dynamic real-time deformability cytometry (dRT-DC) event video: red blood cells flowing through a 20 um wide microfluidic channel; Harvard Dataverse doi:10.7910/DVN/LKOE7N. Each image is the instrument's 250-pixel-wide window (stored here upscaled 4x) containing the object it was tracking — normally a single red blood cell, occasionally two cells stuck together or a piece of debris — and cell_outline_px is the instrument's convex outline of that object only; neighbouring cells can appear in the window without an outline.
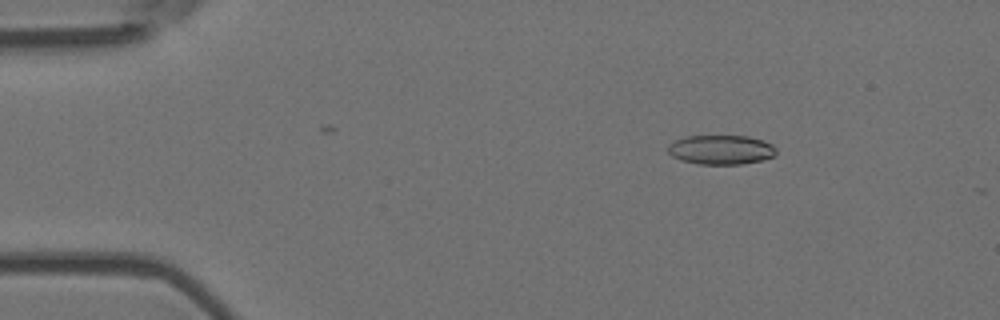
{"species": "Egyptian fruit bat (a non-hibernating species)", "species_latin": "Rousettus aegyptiacus", "temperature_condition": "room temperature", "stored_images_in_passage": 6, "camera_frame_rate_fps": 3000, "um_per_image_px": 0.085, "animal": {"sex": "female"}, "frame": {"image": 1, "passage_image": 3, "time_ms": 0.667, "image_size_px": [1000, 320], "cell_outline_px": [[776, 156], [760, 160], [740, 164], [700, 164], [680, 160], [672, 156], [668, 152], [668, 144], [684, 136], [748, 136], [764, 140], [772, 144], [776, 148]], "centroid_in_image_um": [61.29, 12.72], "position_along_channel_um": 23.7, "area_um2": 18.61}}
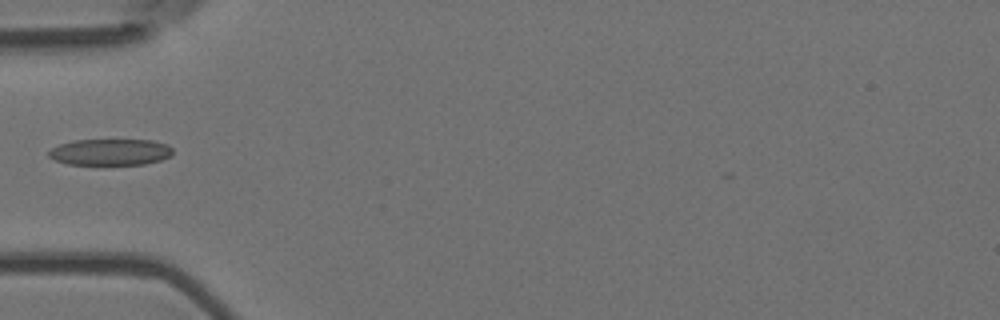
{"frame": {"image": 2, "passage_image": 6, "time_ms": 1.667, "image_size_px": [1000, 320], "cell_outline_px": [[172, 156], [160, 160], [144, 164], [68, 164], [56, 160], [48, 156], [48, 152], [52, 148], [60, 144], [76, 140], [152, 140], [164, 144], [172, 148]], "centroid_in_image_um": [9.38, 12.92], "position_along_channel_um": 75.6, "area_um2": 18.84}}